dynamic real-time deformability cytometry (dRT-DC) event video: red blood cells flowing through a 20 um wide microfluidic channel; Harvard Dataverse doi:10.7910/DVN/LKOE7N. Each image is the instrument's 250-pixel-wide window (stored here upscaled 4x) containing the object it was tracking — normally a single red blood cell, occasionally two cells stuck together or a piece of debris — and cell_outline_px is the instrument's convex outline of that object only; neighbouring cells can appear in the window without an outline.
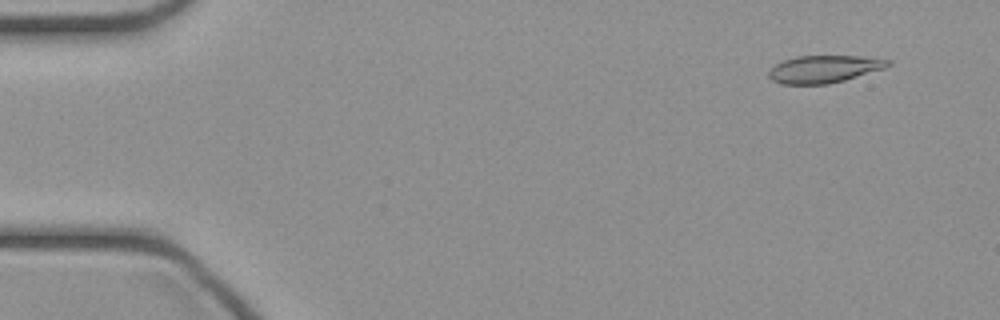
{"species": "common noctule bat (a hibernating species)", "species_latin": "Nyctalus noctula", "temperature_condition": "cold", "stored_images_in_passage": 47, "camera_frame_rate_fps": 3000, "um_per_image_px": 0.085, "animal": {"sex": "female", "body_mass_g": 21.9}, "frame": {"image": 1, "passage_image": 4, "time_ms": 1.0, "image_size_px": [1000, 320], "cell_outline_px": [[892, 64], [884, 68], [844, 80], [828, 84], [780, 84], [772, 80], [768, 76], [768, 72], [776, 64], [784, 60], [796, 56], [856, 56], [892, 60]], "centroid_in_image_um": [70.03, 5.87], "position_along_channel_um": 15.0, "area_um2": 18.9}}
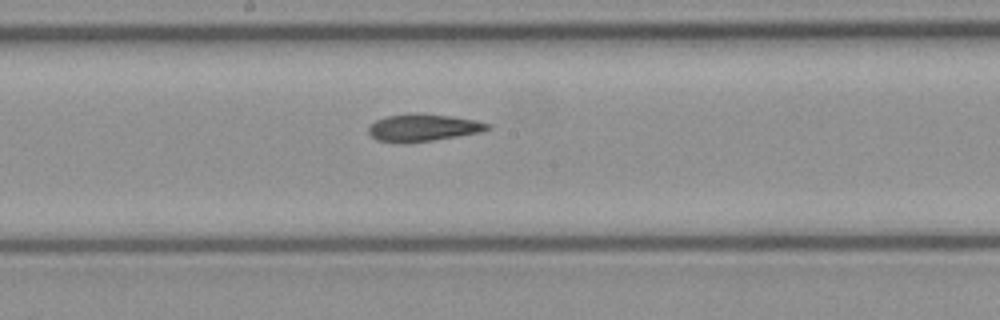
{"frame": {"image": 2, "passage_image": 25, "time_ms": 8.0, "image_size_px": [1000, 320], "cell_outline_px": [[492, 128], [480, 132], [408, 144], [400, 144], [376, 140], [368, 132], [368, 128], [376, 120], [388, 116], [412, 112], [416, 112], [448, 116], [476, 120], [492, 124]], "centroid_in_image_um": [35.95, 10.86], "position_along_channel_um": 212.3, "area_um2": 19.13}}
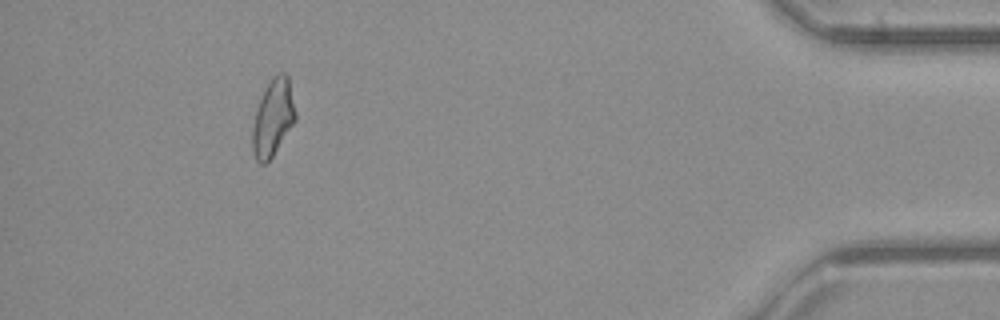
{"frame": {"image": 3, "passage_image": 43, "time_ms": 14.0, "image_size_px": [1000, 320], "cell_outline_px": [[296, 120], [272, 156], [264, 164], [260, 164], [256, 160], [252, 152], [252, 128], [256, 108], [272, 76], [280, 72], [284, 72], [288, 76], [296, 112]], "centroid_in_image_um": [23.2, 10.01], "position_along_channel_um": 412.0, "area_um2": 19.13}}